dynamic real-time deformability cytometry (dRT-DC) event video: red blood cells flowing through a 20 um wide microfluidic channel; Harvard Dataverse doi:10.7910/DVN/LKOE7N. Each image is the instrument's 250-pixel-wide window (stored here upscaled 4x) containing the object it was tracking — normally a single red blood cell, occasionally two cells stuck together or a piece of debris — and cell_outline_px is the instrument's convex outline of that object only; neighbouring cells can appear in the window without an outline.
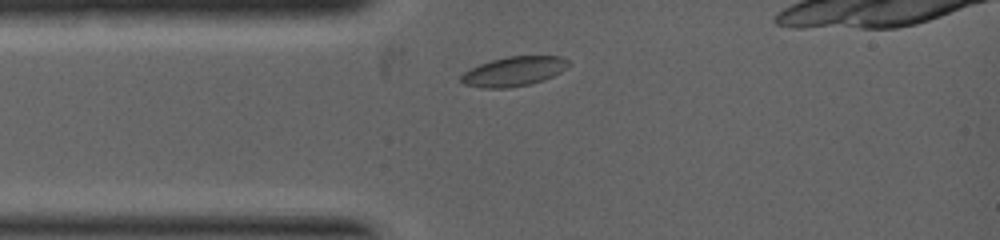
{"species": "common noctule bat (a hibernating species)", "species_latin": "Nyctalus noctula", "temperature_condition": "warm", "stored_images_in_passage": 1, "camera_frame_rate_fps": 5000, "um_per_image_px": 0.085, "animal": {"sex": "female", "body_mass_g": 19.0, "forearm_length_mm": 53.3}, "frame": {"image": 1, "passage_image": 1, "time_ms": 0.0, "image_size_px": [1000, 240], "cell_outline_px": [[568, 64], [560, 72], [544, 80], [532, 84], [508, 88], [484, 88], [464, 84], [460, 80], [460, 76], [464, 72], [480, 64], [492, 60], [508, 56], [560, 56], [568, 60]], "centroid_in_image_um": [43.66, 6.08], "position_along_channel_um": 41.3, "area_um2": 18.32}}